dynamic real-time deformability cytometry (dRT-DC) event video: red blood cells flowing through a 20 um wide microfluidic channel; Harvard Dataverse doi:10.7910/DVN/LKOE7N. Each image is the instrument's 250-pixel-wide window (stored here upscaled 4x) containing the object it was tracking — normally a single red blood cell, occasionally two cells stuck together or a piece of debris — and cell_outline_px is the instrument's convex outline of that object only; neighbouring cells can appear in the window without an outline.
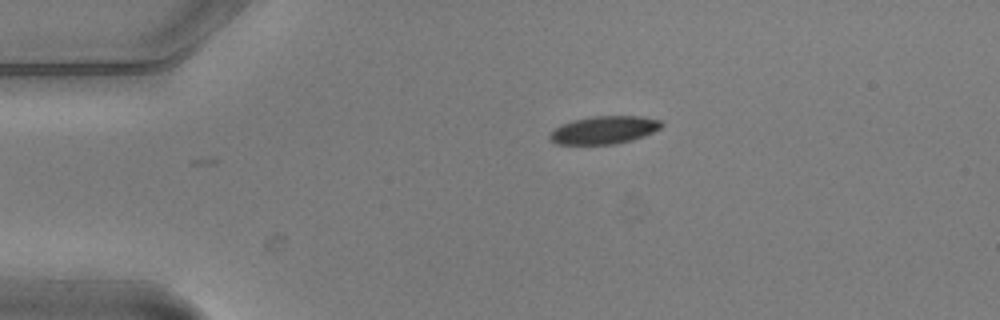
{"species": "common noctule bat (a hibernating species)", "species_latin": "Nyctalus noctula", "temperature_condition": "warm", "stored_images_in_passage": 3, "camera_frame_rate_fps": 3000, "um_per_image_px": 0.085, "animal": {"sex": "male", "body_mass_g": 20.5, "forearm_length_mm": 52.5}, "frame": {"image": 1, "passage_image": 1, "time_ms": 0.0, "image_size_px": [1000, 320], "cell_outline_px": [[664, 124], [660, 128], [644, 136], [632, 140], [616, 144], [556, 144], [548, 136], [560, 124], [572, 120], [592, 116], [640, 116], [660, 120]], "centroid_in_image_um": [51.35, 11.04], "position_along_channel_um": 33.6, "area_um2": 18.09}}
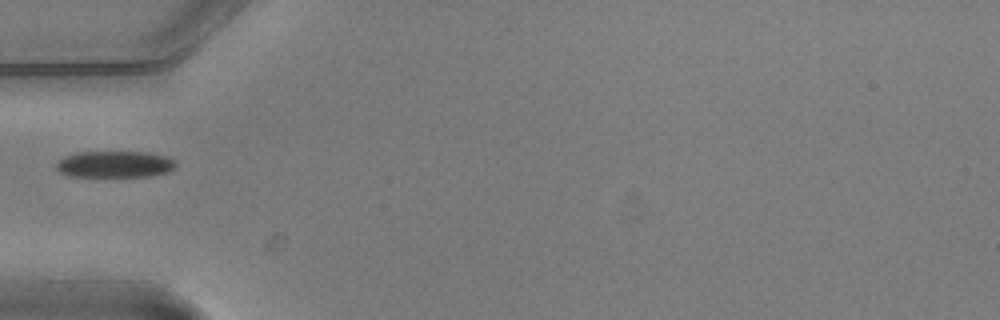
{"frame": {"image": 2, "passage_image": 3, "time_ms": 0.667, "image_size_px": [1000, 320], "cell_outline_px": [[176, 168], [168, 172], [152, 176], [68, 176], [60, 172], [56, 168], [56, 164], [64, 156], [76, 152], [148, 152], [164, 156], [176, 160]], "centroid_in_image_um": [9.78, 13.96], "position_along_channel_um": 75.2, "area_um2": 18.55}}